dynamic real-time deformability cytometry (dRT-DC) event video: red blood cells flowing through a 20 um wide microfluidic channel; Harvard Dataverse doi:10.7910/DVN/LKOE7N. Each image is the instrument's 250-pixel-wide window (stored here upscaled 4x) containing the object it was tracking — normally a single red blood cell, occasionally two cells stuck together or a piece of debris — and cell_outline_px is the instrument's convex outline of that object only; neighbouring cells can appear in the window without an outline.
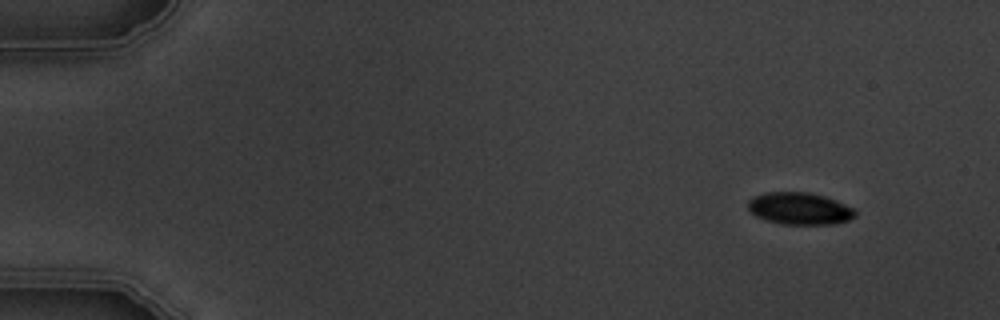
{"species": "common noctule bat (a hibernating species)", "species_latin": "Nyctalus noctula", "temperature_condition": "warm", "stored_images_in_passage": 8, "camera_frame_rate_fps": 3000, "um_per_image_px": 0.085, "animal": {"sex": "male", "body_mass_g": 19.5, "forearm_length_mm": 54.6}, "frame": {"image": 1, "passage_image": 1, "time_ms": 0.0, "image_size_px": [1000, 320], "cell_outline_px": [[856, 216], [848, 220], [832, 224], [784, 224], [764, 220], [756, 216], [748, 208], [748, 200], [752, 196], [764, 192], [808, 192], [824, 196], [836, 200], [856, 208]], "centroid_in_image_um": [67.97, 17.72], "position_along_channel_um": 17.0, "area_um2": 20.23}}
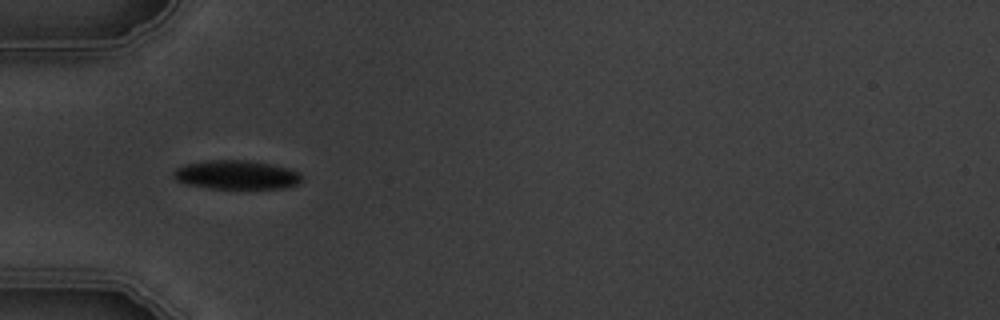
{"frame": {"image": 2, "passage_image": 4, "time_ms": 4.333, "image_size_px": [1000, 320], "cell_outline_px": [[304, 176], [300, 184], [284, 188], [208, 188], [184, 184], [176, 180], [172, 176], [172, 172], [176, 168], [184, 164], [204, 160], [248, 160], [272, 164], [288, 168], [300, 172]], "centroid_in_image_um": [20.1, 14.85], "position_along_channel_um": 64.9, "area_um2": 22.02}}